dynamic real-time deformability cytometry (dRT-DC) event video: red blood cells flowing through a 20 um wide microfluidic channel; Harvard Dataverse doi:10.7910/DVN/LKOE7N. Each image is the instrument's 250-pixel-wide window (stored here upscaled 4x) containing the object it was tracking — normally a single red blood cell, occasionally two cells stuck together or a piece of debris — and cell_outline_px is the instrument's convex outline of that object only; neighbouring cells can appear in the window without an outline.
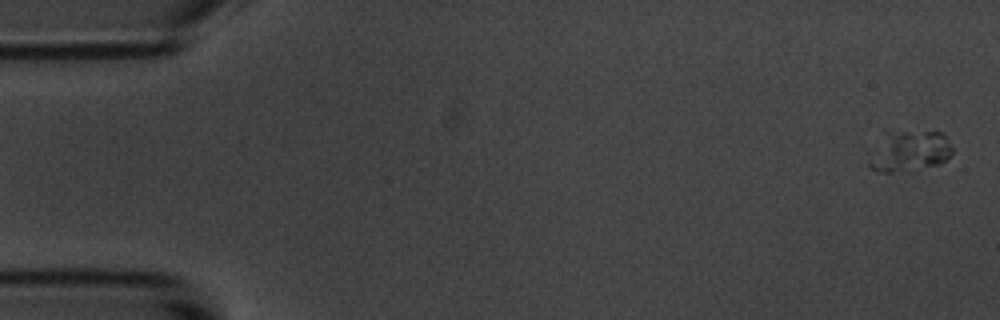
{"species": "common noctule bat (a hibernating species)", "species_latin": "Nyctalus noctula", "temperature_condition": "room temperature", "stored_images_in_passage": 10, "camera_frame_rate_fps": 3000, "um_per_image_px": 0.085, "animal": {"sex": "male", "body_mass_g": 20.1, "forearm_length_mm": 53.5}, "frame": {"image": 1, "passage_image": 1, "time_ms": 0.0, "image_size_px": [1000, 320], "cell_outline_px": [[952, 152], [940, 164], [892, 172], [884, 172], [872, 168], [868, 164], [868, 152], [884, 128], [888, 128], [944, 132], [948, 136], [952, 148]], "centroid_in_image_um": [77.21, 12.73], "position_along_channel_um": 7.8, "area_um2": 20.98}}
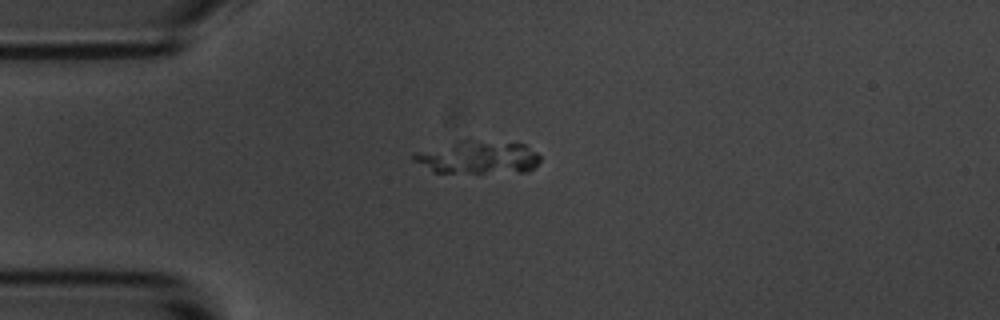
{"frame": {"image": 2, "passage_image": 5, "time_ms": 4.333, "image_size_px": [1000, 320], "cell_outline_px": [[540, 160], [528, 172], [432, 172], [416, 160], [412, 156], [412, 152], [456, 140], [472, 140], [524, 144], [536, 152], [540, 156]], "centroid_in_image_um": [40.6, 13.36], "position_along_channel_um": 44.4, "area_um2": 24.22}}